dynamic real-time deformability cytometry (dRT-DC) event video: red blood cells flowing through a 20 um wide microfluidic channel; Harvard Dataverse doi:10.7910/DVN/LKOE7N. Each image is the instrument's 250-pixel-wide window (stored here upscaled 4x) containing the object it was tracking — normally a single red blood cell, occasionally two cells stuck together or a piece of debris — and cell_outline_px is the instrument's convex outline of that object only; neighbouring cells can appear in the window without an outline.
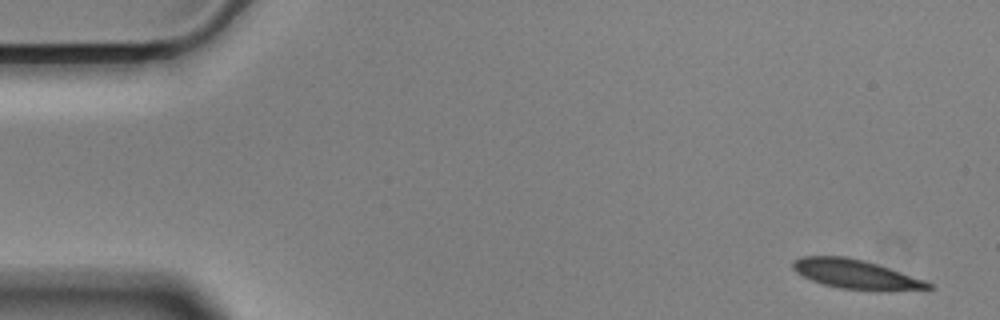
{"species": "Egyptian fruit bat (a non-hibernating species)", "species_latin": "Rousettus aegyptiacus", "temperature_condition": "cold", "stored_images_in_passage": 55, "camera_frame_rate_fps": 3000, "um_per_image_px": 0.085, "animal": {"sex": "male"}, "frame": {"image": 1, "passage_image": 1, "time_ms": 0.0, "image_size_px": [1000, 320], "cell_outline_px": [[936, 288], [840, 288], [824, 284], [812, 280], [796, 272], [792, 268], [792, 260], [800, 256], [844, 256], [864, 260], [924, 280], [932, 284]], "centroid_in_image_um": [72.58, 23.24], "position_along_channel_um": 12.4, "area_um2": 21.79}}
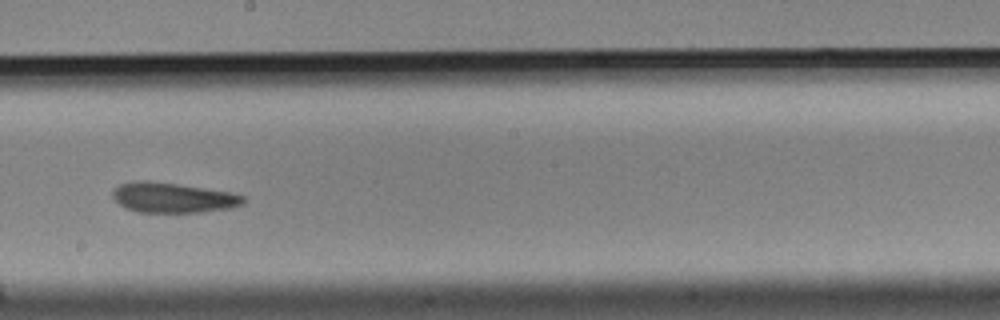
{"frame": {"image": 2, "passage_image": 30, "time_ms": 9.667, "image_size_px": [1000, 320], "cell_outline_px": [[244, 204], [232, 208], [200, 212], [136, 212], [124, 208], [112, 196], [112, 192], [120, 184], [136, 180], [148, 180], [232, 192], [244, 196]], "centroid_in_image_um": [14.7, 16.8], "position_along_channel_um": 233.5, "area_um2": 22.95}}
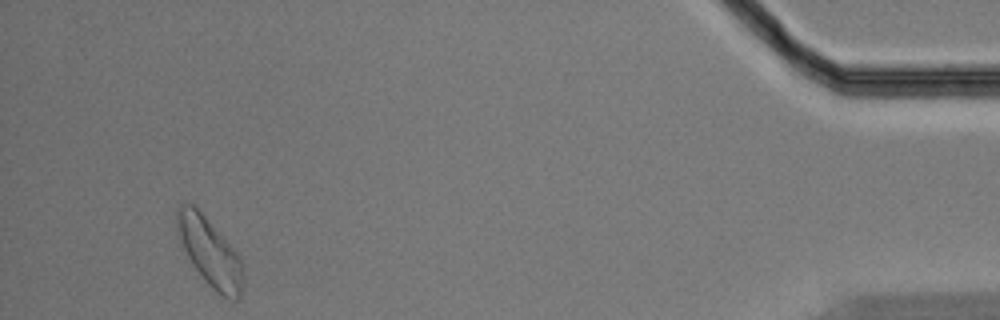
{"frame": {"image": 3, "passage_image": 52, "time_ms": 17.0, "image_size_px": [1000, 320], "cell_outline_px": [[244, 284], [240, 296], [236, 300], [228, 300], [216, 292], [204, 280], [188, 256], [176, 236], [176, 204], [192, 204], [204, 216], [240, 256], [244, 264]], "centroid_in_image_um": [17.84, 21.46], "position_along_channel_um": 417.4, "area_um2": 26.41}, "authors_computed_cell_mechanics": {"area_um2": 23.4668, "velocity_mm_per_s": 3.488, "shape_relaxation_time_tau1_ms": 6.0461, "shape_relaxation_time_tau2_ms": 5.4256, "deformation_change_tau1": 0.1192, "deformation_change_tau2": 0.0911}}